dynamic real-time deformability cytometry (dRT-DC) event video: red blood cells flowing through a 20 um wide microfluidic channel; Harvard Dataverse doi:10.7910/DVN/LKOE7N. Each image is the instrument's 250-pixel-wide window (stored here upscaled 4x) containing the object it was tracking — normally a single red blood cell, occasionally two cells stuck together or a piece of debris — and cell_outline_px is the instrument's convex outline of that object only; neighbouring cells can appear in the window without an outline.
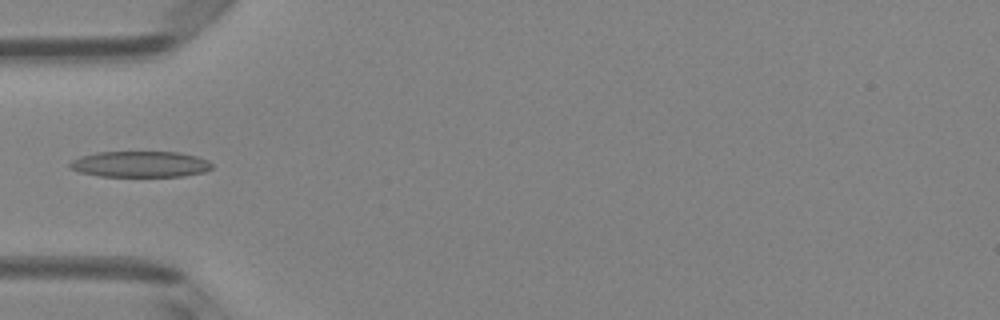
{"species": "Egyptian fruit bat (a non-hibernating species)", "species_latin": "Rousettus aegyptiacus", "temperature_condition": "room temperature", "stored_images_in_passage": 5, "camera_frame_rate_fps": 3000, "um_per_image_px": 0.085, "animal": {"sex": "female"}, "frame": {"image": 1, "passage_image": 5, "time_ms": 1.333, "image_size_px": [1000, 320], "cell_outline_px": [[212, 168], [204, 172], [184, 176], [100, 176], [80, 172], [68, 168], [68, 164], [72, 160], [80, 156], [96, 152], [176, 152], [196, 156], [208, 160], [212, 164]], "centroid_in_image_um": [11.89, 13.95], "position_along_channel_um": 73.1, "area_um2": 21.56}}